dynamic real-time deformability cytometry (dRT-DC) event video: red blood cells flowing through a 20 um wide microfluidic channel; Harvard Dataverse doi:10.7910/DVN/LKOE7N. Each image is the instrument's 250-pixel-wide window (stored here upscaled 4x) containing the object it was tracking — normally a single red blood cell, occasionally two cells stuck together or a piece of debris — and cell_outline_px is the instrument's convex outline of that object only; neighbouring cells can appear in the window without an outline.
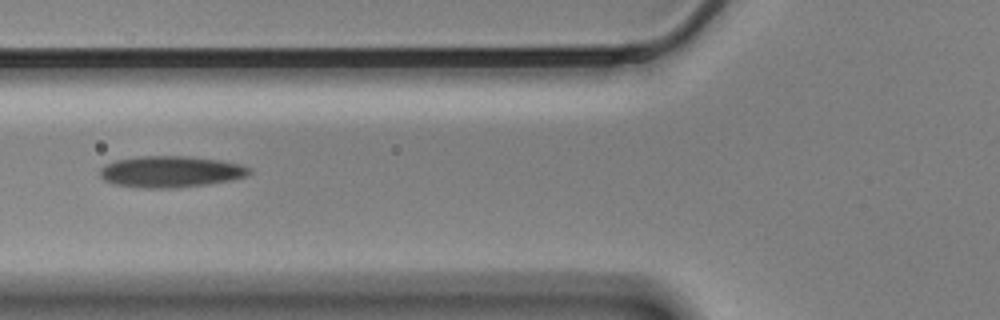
{"species": "Egyptian fruit bat (a non-hibernating species)", "species_latin": "Rousettus aegyptiacus", "temperature_condition": "cold", "stored_images_in_passage": 9, "camera_frame_rate_fps": 3000, "um_per_image_px": 0.085, "animal": {"sex": "male"}, "frame": {"image": 1, "passage_image": 6, "time_ms": 1.667, "image_size_px": [1000, 320], "cell_outline_px": [[252, 172], [244, 176], [232, 180], [208, 184], [172, 188], [144, 188], [116, 184], [104, 180], [100, 176], [100, 168], [104, 164], [116, 160], [136, 156], [188, 156], [220, 160], [240, 164], [252, 168]], "centroid_in_image_um": [14.51, 14.58], "position_along_channel_um": 111.3, "area_um2": 27.4}}